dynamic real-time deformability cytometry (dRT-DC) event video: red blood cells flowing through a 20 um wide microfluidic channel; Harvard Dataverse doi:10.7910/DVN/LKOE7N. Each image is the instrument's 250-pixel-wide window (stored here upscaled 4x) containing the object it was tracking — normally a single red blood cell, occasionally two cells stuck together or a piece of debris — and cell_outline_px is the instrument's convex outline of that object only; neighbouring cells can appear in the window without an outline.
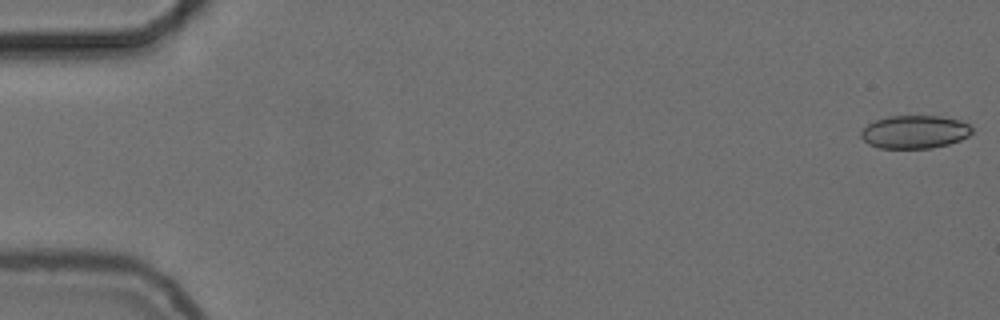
{"species": "common noctule bat (a hibernating species)", "species_latin": "Nyctalus noctula", "temperature_condition": "cold", "stored_images_in_passage": 28, "camera_frame_rate_fps": 3000, "um_per_image_px": 0.085, "animal": {"sex": "female", "body_mass_g": 24.6, "forearm_length_mm": 56.2}, "frame": {"image": 1, "passage_image": 1, "time_ms": 0.0, "image_size_px": [1000, 320], "cell_outline_px": [[972, 132], [968, 136], [960, 140], [948, 144], [932, 148], [880, 148], [868, 144], [860, 136], [860, 132], [868, 124], [876, 120], [888, 116], [940, 116], [960, 120], [968, 124], [972, 128]], "centroid_in_image_um": [77.74, 11.21], "position_along_channel_um": 7.3, "area_um2": 21.39}}
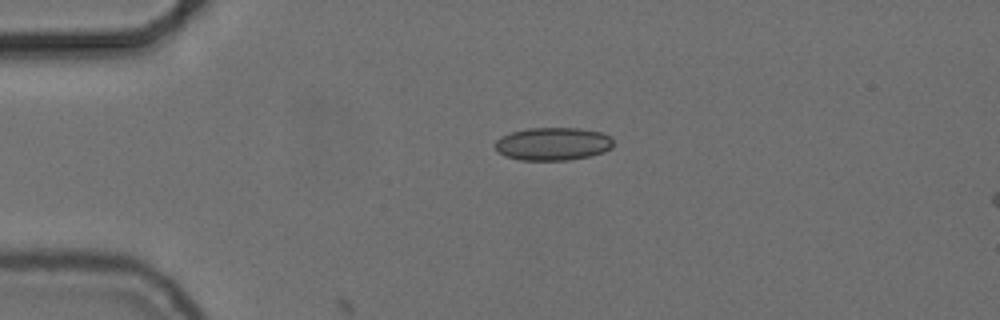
{"frame": {"image": 2, "passage_image": 13, "time_ms": 4.0, "image_size_px": [1000, 320], "cell_outline_px": [[612, 148], [604, 152], [592, 156], [568, 160], [520, 160], [504, 156], [496, 152], [496, 140], [500, 136], [512, 132], [528, 128], [580, 128], [600, 132], [612, 136]], "centroid_in_image_um": [47.0, 12.23], "position_along_channel_um": 38.0, "area_um2": 22.95}}
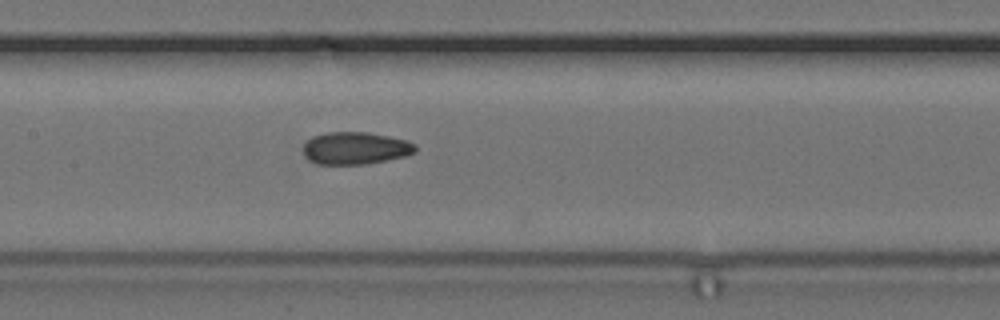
{"frame": {"image": 3, "passage_image": 27, "time_ms": 8.667, "image_size_px": [1000, 320], "cell_outline_px": [[416, 152], [408, 156], [364, 164], [316, 164], [308, 160], [304, 156], [304, 144], [312, 136], [328, 132], [368, 132], [408, 140], [416, 144]], "centroid_in_image_um": [30.23, 12.59], "position_along_channel_um": 177.2, "area_um2": 21.33}}